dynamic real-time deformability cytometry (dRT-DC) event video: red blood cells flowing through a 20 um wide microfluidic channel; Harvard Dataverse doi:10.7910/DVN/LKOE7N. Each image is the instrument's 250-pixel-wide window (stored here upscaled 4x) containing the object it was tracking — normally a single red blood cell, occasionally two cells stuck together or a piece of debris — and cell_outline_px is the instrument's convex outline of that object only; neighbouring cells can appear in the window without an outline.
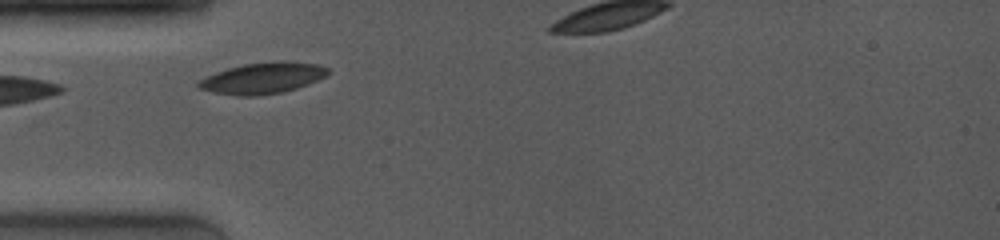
{"species": "common noctule bat (a hibernating species)", "species_latin": "Nyctalus noctula", "temperature_condition": "room temperature", "stored_images_in_passage": 15, "camera_frame_rate_fps": 4000, "um_per_image_px": 0.085, "animal": {"sex": "female", "body_mass_g": 19.0, "forearm_length_mm": 53.3}, "frame": {"image": 1, "passage_image": 7, "time_ms": 4.0, "image_size_px": [1000, 240], "cell_outline_px": [[328, 72], [324, 76], [308, 84], [284, 92], [256, 96], [236, 96], [212, 92], [196, 88], [196, 84], [200, 80], [216, 72], [228, 68], [244, 64], [280, 60], [284, 60], [316, 64], [328, 68]], "centroid_in_image_um": [22.29, 6.64], "position_along_channel_um": 62.7, "area_um2": 23.47}}